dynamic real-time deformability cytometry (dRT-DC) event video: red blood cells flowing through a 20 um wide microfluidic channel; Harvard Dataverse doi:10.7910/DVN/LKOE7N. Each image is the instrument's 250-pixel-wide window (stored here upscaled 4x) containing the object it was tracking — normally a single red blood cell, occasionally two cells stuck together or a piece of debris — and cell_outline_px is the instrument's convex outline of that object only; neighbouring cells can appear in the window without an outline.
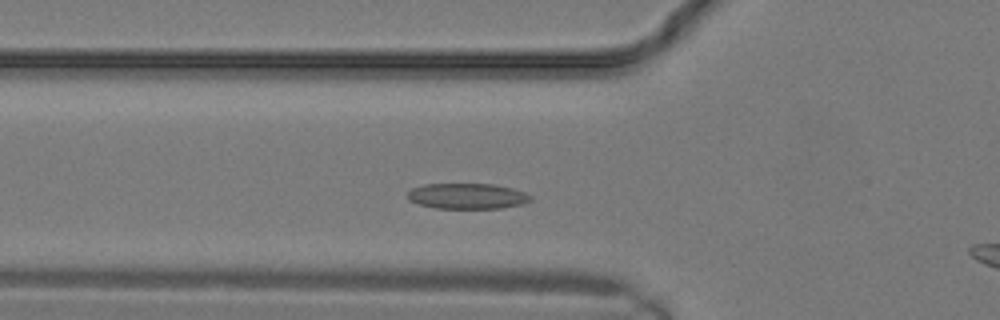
{"species": "common noctule bat (a hibernating species)", "species_latin": "Nyctalus noctula", "temperature_condition": "warm", "stored_images_in_passage": 8, "camera_frame_rate_fps": 3000, "um_per_image_px": 0.085, "animal": {"sex": "male", "body_mass_g": 19.2, "forearm_length_mm": 51.8}, "frame": {"image": 1, "passage_image": 6, "time_ms": 1.667, "image_size_px": [1000, 320], "cell_outline_px": [[532, 200], [520, 204], [500, 208], [436, 208], [420, 204], [408, 200], [408, 192], [412, 188], [424, 184], [492, 184], [512, 188], [524, 192], [532, 196]], "centroid_in_image_um": [39.71, 16.66], "position_along_channel_um": 86.1, "area_um2": 18.21}}
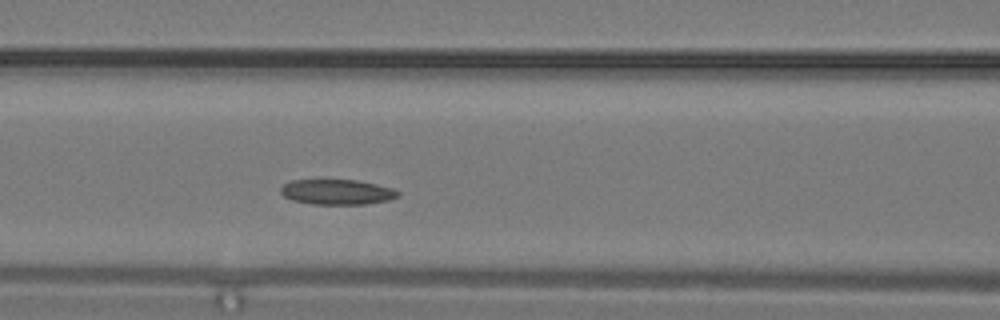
{"frame": {"image": 2, "passage_image": 8, "time_ms": 2.333, "image_size_px": [1000, 320], "cell_outline_px": [[400, 196], [388, 200], [364, 204], [312, 204], [292, 200], [284, 196], [280, 192], [280, 188], [284, 184], [292, 180], [356, 180], [376, 184], [392, 188], [400, 192]], "centroid_in_image_um": [28.65, 16.32], "position_along_channel_um": 138.0, "area_um2": 17.17}}